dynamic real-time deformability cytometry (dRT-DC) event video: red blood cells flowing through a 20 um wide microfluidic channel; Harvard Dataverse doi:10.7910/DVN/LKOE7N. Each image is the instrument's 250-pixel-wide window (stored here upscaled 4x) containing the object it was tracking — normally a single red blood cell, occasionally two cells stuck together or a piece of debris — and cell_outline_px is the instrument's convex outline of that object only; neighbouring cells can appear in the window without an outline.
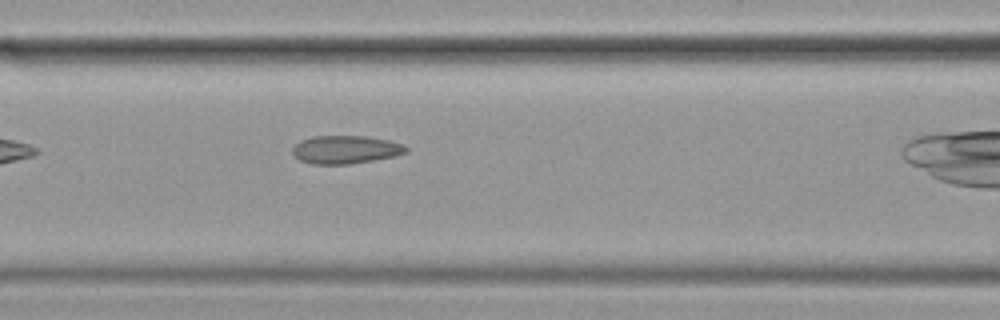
{"species": "common noctule bat (a hibernating species)", "species_latin": "Nyctalus noctula", "temperature_condition": "cold", "stored_images_in_passage": 15, "camera_frame_rate_fps": 3000, "um_per_image_px": 0.085, "animal": {"sex": "female", "body_mass_g": 19.9}, "frame": {"image": 1, "passage_image": 7, "time_ms": 2.0, "image_size_px": [1000, 320], "cell_outline_px": [[408, 152], [396, 156], [348, 164], [312, 164], [300, 160], [292, 152], [292, 148], [300, 140], [312, 136], [368, 136], [388, 140], [400, 144], [408, 148]], "centroid_in_image_um": [29.36, 12.71], "position_along_channel_um": 137.2, "area_um2": 18.55}}
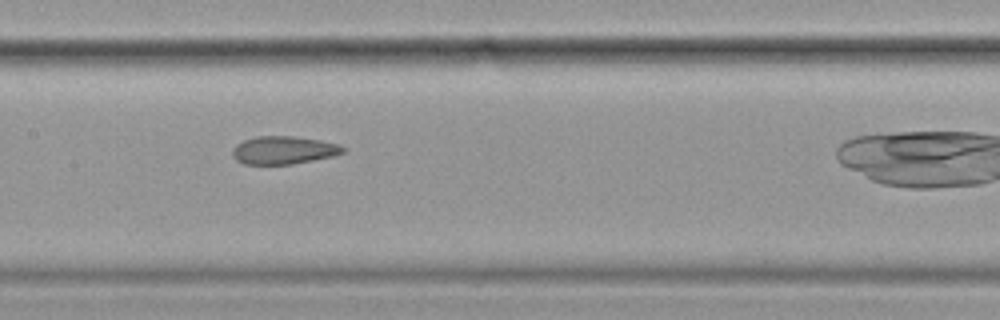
{"frame": {"image": 2, "passage_image": 11, "time_ms": 3.333, "image_size_px": [1000, 320], "cell_outline_px": [[344, 152], [332, 156], [292, 164], [244, 164], [236, 160], [232, 156], [232, 148], [236, 144], [244, 140], [256, 136], [292, 136], [320, 140], [340, 144], [344, 148]], "centroid_in_image_um": [24.07, 12.76], "position_along_channel_um": 183.3, "area_um2": 17.98}}